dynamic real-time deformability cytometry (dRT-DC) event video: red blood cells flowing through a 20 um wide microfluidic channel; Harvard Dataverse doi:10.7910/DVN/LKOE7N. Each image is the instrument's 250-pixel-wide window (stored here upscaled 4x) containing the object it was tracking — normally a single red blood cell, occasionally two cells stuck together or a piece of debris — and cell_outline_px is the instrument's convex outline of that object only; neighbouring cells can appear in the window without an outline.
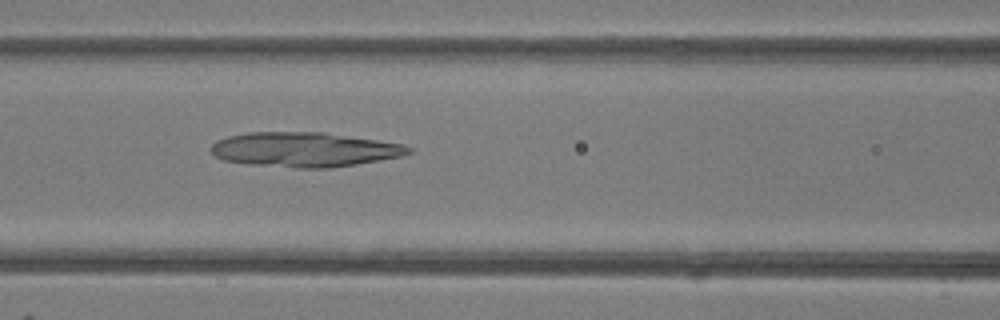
{"species": "common noctule bat (a hibernating species)", "species_latin": "Nyctalus noctula", "temperature_condition": "room temperature", "stored_images_in_passage": 49, "camera_frame_rate_fps": 3000, "um_per_image_px": 0.085, "animal": {"sex": "female"}, "frame": {"image": 1, "passage_image": 21, "time_ms": 6.667, "image_size_px": [1000, 320], "cell_outline_px": [[412, 152], [404, 156], [332, 168], [296, 168], [252, 164], [224, 160], [216, 156], [212, 152], [212, 144], [216, 140], [228, 136], [248, 132], [324, 132], [404, 144], [412, 148]], "centroid_in_image_um": [25.92, 12.71], "position_along_channel_um": 140.7, "area_um2": 39.88}}
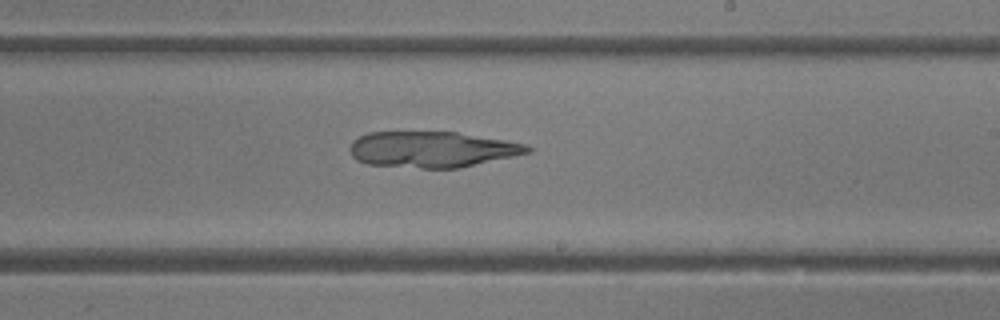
{"frame": {"image": 2, "passage_image": 29, "time_ms": 9.333, "image_size_px": [1000, 320], "cell_outline_px": [[532, 152], [460, 168], [420, 168], [368, 164], [356, 160], [352, 156], [348, 148], [352, 140], [368, 132], [456, 132], [528, 144], [532, 148]], "centroid_in_image_um": [36.71, 12.7], "position_along_channel_um": 252.3, "area_um2": 37.34}}
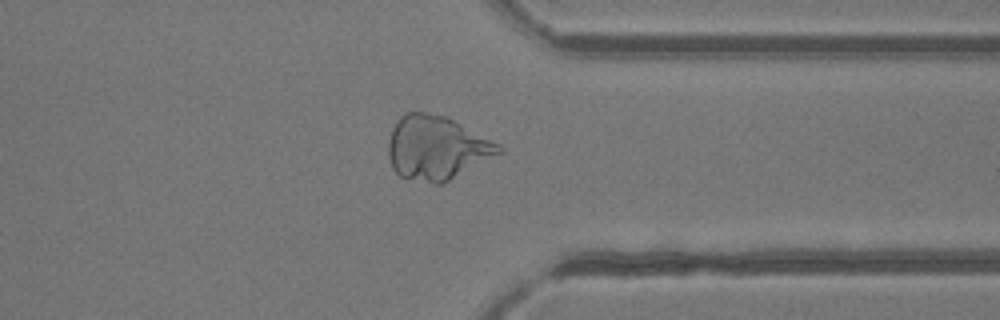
{"frame": {"image": 3, "passage_image": 38, "time_ms": 12.333, "image_size_px": [1000, 320], "cell_outline_px": [[504, 148], [500, 152], [448, 180], [440, 184], [436, 184], [400, 176], [392, 168], [388, 156], [388, 144], [392, 128], [396, 120], [400, 116], [408, 112], [428, 112], [448, 116], [500, 144]], "centroid_in_image_um": [37.07, 12.52], "position_along_channel_um": 374.3, "area_um2": 40.75}}